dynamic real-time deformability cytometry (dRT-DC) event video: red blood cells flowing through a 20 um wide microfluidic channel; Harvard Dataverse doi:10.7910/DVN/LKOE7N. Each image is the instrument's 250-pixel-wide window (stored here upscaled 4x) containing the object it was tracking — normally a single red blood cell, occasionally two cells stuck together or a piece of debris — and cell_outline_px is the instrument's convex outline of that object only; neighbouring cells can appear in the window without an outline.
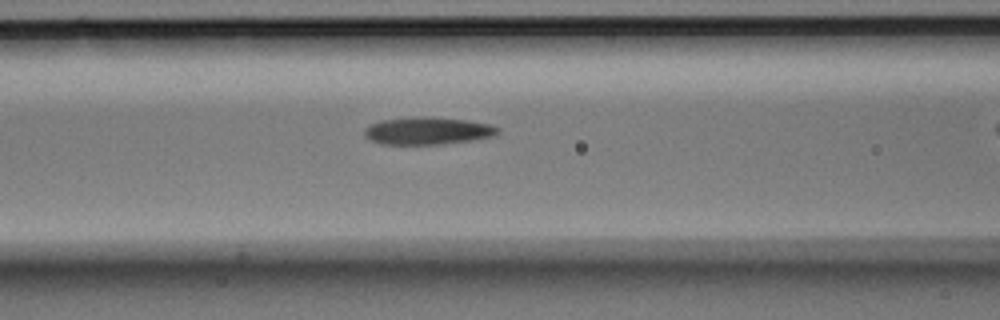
{"species": "Egyptian fruit bat (a non-hibernating species)", "species_latin": "Rousettus aegyptiacus", "temperature_condition": "room temperature", "stored_images_in_passage": 38, "camera_frame_rate_fps": 3000, "um_per_image_px": 0.085, "animal": {"sex": "male"}, "frame": {"image": 1, "passage_image": 17, "time_ms": 5.333, "image_size_px": [1000, 320], "cell_outline_px": [[500, 132], [492, 136], [472, 140], [444, 144], [380, 144], [364, 136], [364, 128], [380, 120], [424, 116], [468, 120], [492, 124], [500, 128]], "centroid_in_image_um": [36.38, 11.12], "position_along_channel_um": 130.2, "area_um2": 21.39}}
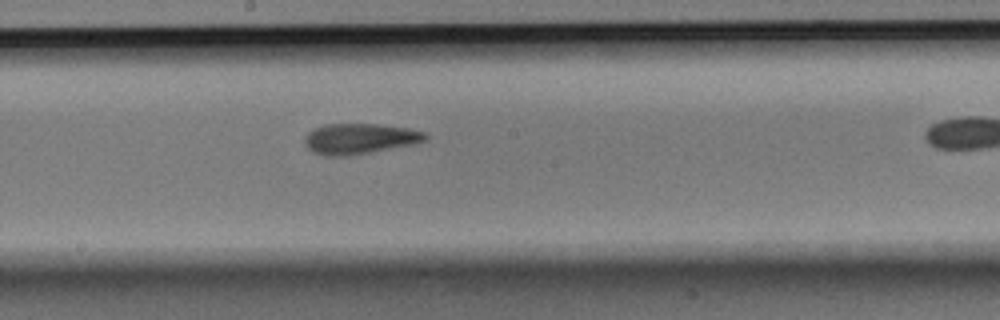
{"frame": {"image": 2, "passage_image": 24, "time_ms": 7.667, "image_size_px": [1000, 320], "cell_outline_px": [[428, 140], [416, 144], [348, 156], [324, 156], [312, 152], [304, 144], [304, 140], [308, 132], [324, 124], [376, 124], [408, 128], [424, 132], [428, 136]], "centroid_in_image_um": [30.58, 11.8], "position_along_channel_um": 217.6, "area_um2": 21.62}}
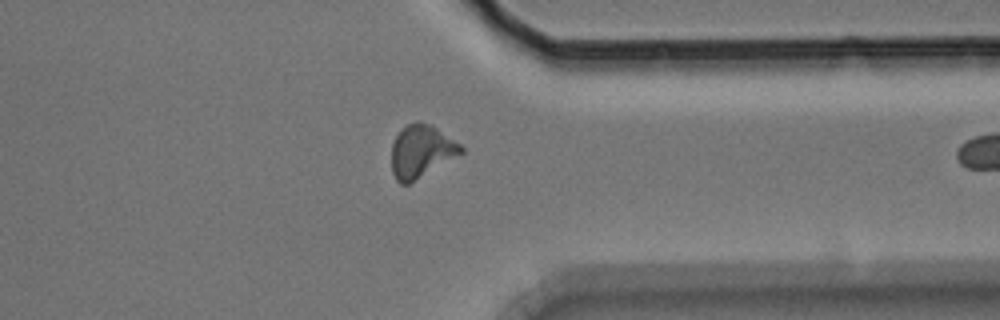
{"frame": {"image": 3, "passage_image": 37, "time_ms": 12.0, "image_size_px": [1000, 320], "cell_outline_px": [[464, 152], [408, 184], [400, 184], [396, 180], [392, 172], [392, 144], [396, 136], [408, 124], [420, 120], [436, 128], [460, 144], [464, 148]], "centroid_in_image_um": [35.79, 12.87], "position_along_channel_um": 375.6, "area_um2": 20.92}}